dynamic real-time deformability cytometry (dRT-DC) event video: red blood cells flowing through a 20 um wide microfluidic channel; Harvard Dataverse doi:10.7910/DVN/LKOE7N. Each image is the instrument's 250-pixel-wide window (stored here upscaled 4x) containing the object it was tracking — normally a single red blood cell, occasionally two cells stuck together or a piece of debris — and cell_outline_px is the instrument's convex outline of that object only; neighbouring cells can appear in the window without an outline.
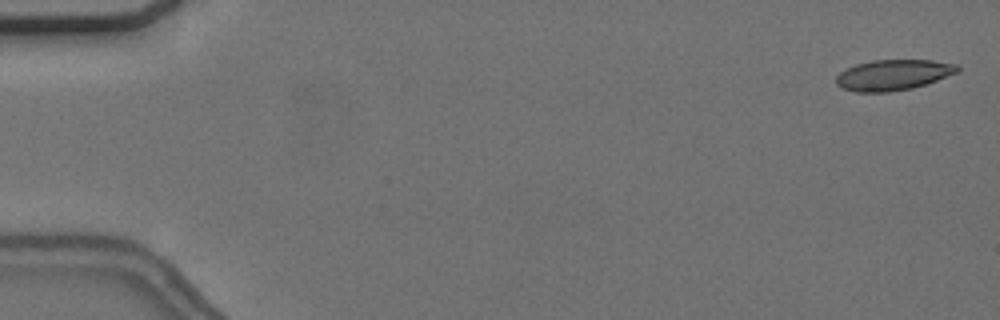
{"species": "common noctule bat (a hibernating species)", "species_latin": "Nyctalus noctula", "temperature_condition": "cold", "stored_images_in_passage": 56, "camera_frame_rate_fps": 3000, "um_per_image_px": 0.085, "animal": {"sex": "female", "body_mass_g": 24.6, "forearm_length_mm": 56.2}, "frame": {"image": 1, "passage_image": 2, "time_ms": 0.333, "image_size_px": [1000, 320], "cell_outline_px": [[960, 72], [912, 88], [888, 92], [856, 92], [840, 88], [836, 84], [836, 76], [840, 72], [856, 64], [872, 60], [932, 60], [956, 64], [960, 68]], "centroid_in_image_um": [75.91, 6.37], "position_along_channel_um": 9.1, "area_um2": 21.68}}
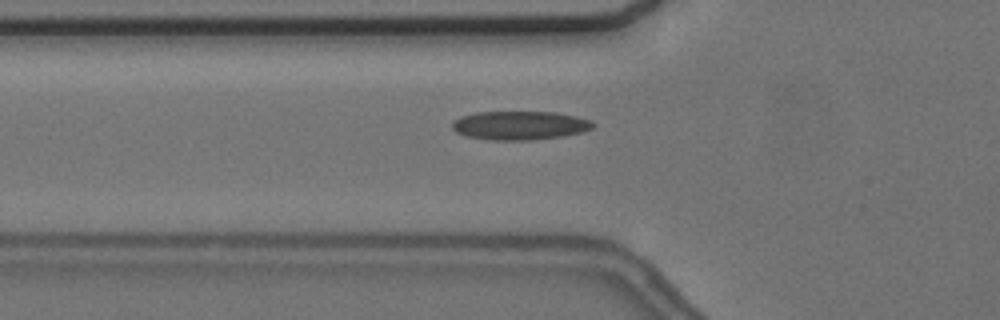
{"frame": {"image": 2, "passage_image": 20, "time_ms": 6.333, "image_size_px": [1000, 320], "cell_outline_px": [[596, 124], [592, 128], [580, 132], [560, 136], [532, 140], [492, 140], [464, 136], [456, 132], [452, 128], [452, 124], [460, 116], [476, 112], [556, 112], [576, 116], [592, 120]], "centroid_in_image_um": [44.17, 10.65], "position_along_channel_um": 81.6, "area_um2": 23.58}}
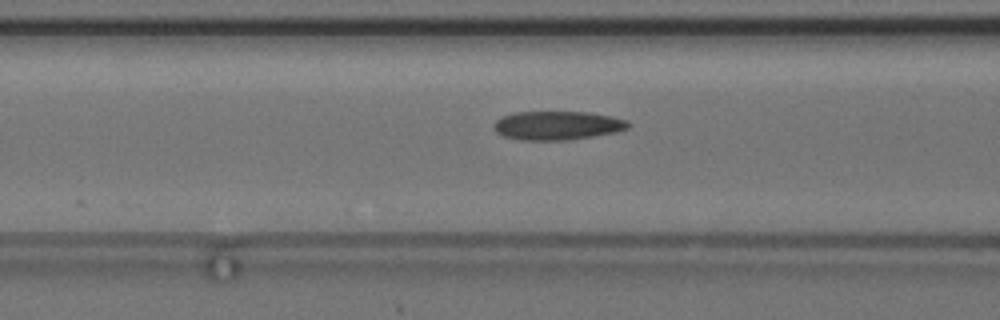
{"frame": {"image": 3, "passage_image": 23, "time_ms": 7.333, "image_size_px": [1000, 320], "cell_outline_px": [[632, 124], [628, 128], [616, 132], [568, 140], [520, 140], [504, 136], [496, 132], [492, 124], [500, 116], [512, 112], [588, 112], [612, 116], [628, 120]], "centroid_in_image_um": [47.36, 10.66], "position_along_channel_um": 119.2, "area_um2": 22.77}, "authors_computed_cell_mechanics": {"area_um2": 22.0218, "velocity_mm_per_s": 3.6811, "shape_relaxation_time_tau1_ms": null, "shape_relaxation_time_tau2_ms": 5.428, "deformation_change_tau1": null, "deformation_change_tau2": 0.1228}}